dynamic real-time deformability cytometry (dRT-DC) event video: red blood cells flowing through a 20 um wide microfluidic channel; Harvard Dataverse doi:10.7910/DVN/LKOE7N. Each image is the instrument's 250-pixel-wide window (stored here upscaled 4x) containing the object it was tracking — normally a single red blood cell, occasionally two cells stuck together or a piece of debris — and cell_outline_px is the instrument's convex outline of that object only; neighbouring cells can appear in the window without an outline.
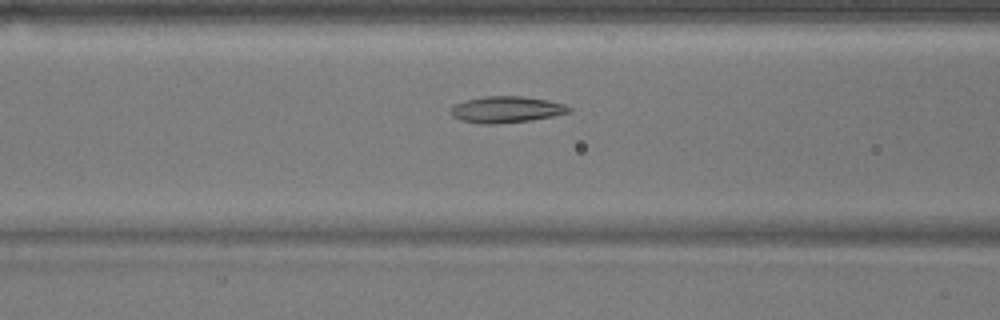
{"species": "common noctule bat (a hibernating species)", "species_latin": "Nyctalus noctula", "temperature_condition": "warm", "stored_images_in_passage": 33, "camera_frame_rate_fps": 3000, "um_per_image_px": 0.085, "animal": {"sex": "male", "body_mass_g": 17.9}, "frame": {"image": 1, "passage_image": 7, "time_ms": 2.0, "image_size_px": [1000, 320], "cell_outline_px": [[572, 112], [532, 120], [496, 124], [480, 124], [460, 120], [452, 116], [448, 112], [456, 104], [464, 100], [484, 96], [524, 96], [548, 100], [564, 104], [572, 108]], "centroid_in_image_um": [43.03, 9.31], "position_along_channel_um": 123.6, "area_um2": 18.38}}
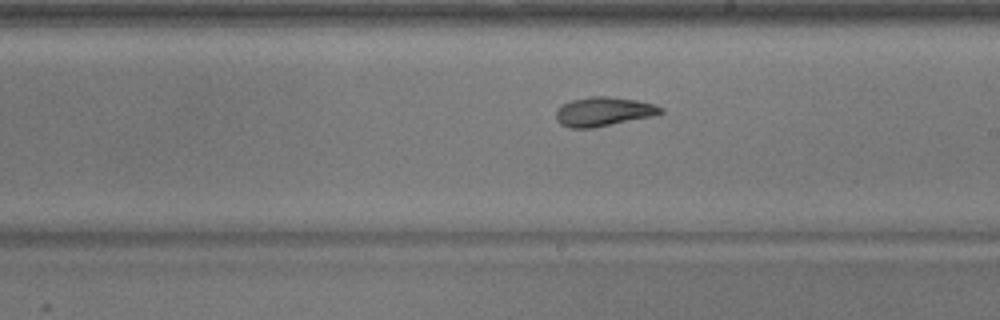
{"frame": {"image": 2, "passage_image": 16, "time_ms": 5.0, "image_size_px": [1000, 320], "cell_outline_px": [[664, 112], [652, 116], [592, 128], [568, 128], [560, 124], [556, 120], [556, 108], [560, 104], [572, 100], [592, 96], [608, 96], [636, 100], [652, 104], [664, 108]], "centroid_in_image_um": [51.24, 9.48], "position_along_channel_um": 237.8, "area_um2": 17.8}}
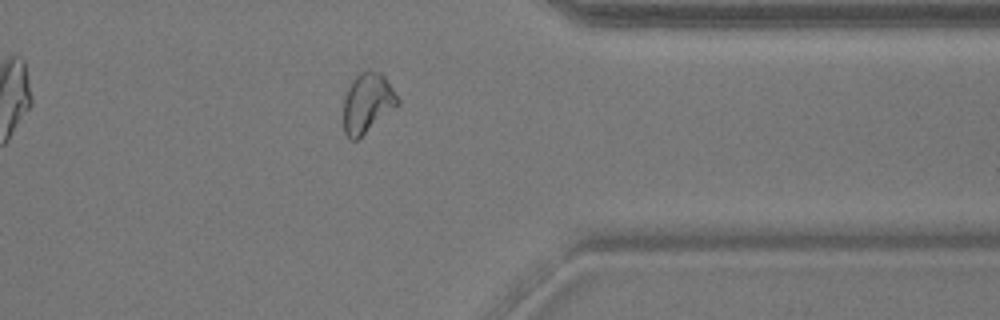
{"frame": {"image": 3, "passage_image": 28, "time_ms": 9.0, "image_size_px": [1000, 320], "cell_outline_px": [[400, 104], [356, 140], [352, 140], [344, 132], [344, 100], [348, 88], [352, 80], [360, 72], [368, 68], [380, 72], [384, 76], [400, 100]], "centroid_in_image_um": [31.24, 8.72], "position_along_channel_um": 380.2, "area_um2": 18.73}, "authors_computed_cell_mechanics": {"area_um2": 17.8024, "velocity_mm_per_s": 3.8104, "shape_relaxation_time_tau1_ms": 3.6736, "shape_relaxation_time_tau2_ms": 3.7132, "deformation_change_tau1": 0.1332, "deformation_change_tau2": 0.0913}}